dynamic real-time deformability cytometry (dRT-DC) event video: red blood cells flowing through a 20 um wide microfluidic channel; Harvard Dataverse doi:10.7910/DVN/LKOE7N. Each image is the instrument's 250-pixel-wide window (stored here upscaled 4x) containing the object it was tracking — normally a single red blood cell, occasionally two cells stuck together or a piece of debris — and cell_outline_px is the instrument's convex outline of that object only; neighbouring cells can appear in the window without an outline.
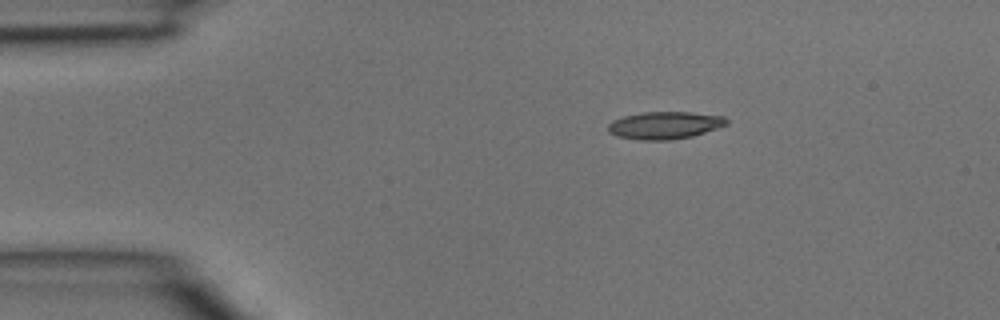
{"species": "common noctule bat (a hibernating species)", "species_latin": "Nyctalus noctula", "temperature_condition": "room temperature", "stored_images_in_passage": 2, "segment_of_instrument_passage": [2, 2], "camera_frame_rate_fps": 3000, "um_per_image_px": 0.085, "animal": {"sex": "male", "body_mass_g": 15.6}, "frame": {"image": 1, "passage_image": 2, "time_ms": 0.333, "image_size_px": [1000, 320], "cell_outline_px": [[728, 124], [692, 136], [672, 140], [640, 140], [616, 136], [608, 132], [608, 124], [612, 120], [624, 116], [644, 112], [688, 112], [724, 116], [728, 120]], "centroid_in_image_um": [56.48, 10.65], "position_along_channel_um": 28.5, "area_um2": 18.9}}